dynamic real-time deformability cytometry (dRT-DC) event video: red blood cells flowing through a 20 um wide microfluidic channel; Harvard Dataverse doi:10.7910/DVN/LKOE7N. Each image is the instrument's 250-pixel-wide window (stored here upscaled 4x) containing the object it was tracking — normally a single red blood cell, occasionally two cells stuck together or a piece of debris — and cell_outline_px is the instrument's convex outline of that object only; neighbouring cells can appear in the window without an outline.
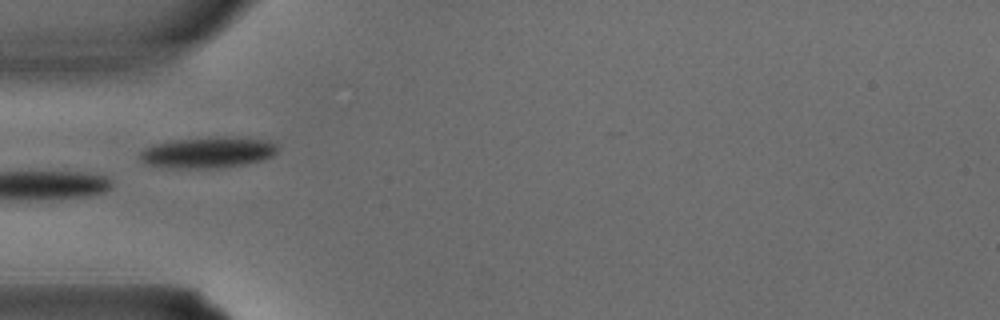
{"species": "common noctule bat (a hibernating species)", "species_latin": "Nyctalus noctula", "temperature_condition": "warm", "stored_images_in_passage": 4, "camera_frame_rate_fps": 3000, "um_per_image_px": 0.085, "animal": {"sex": "male", "body_mass_g": 15.6}, "frame": {"image": 1, "passage_image": 4, "time_ms": 1.0, "image_size_px": [1000, 320], "cell_outline_px": [[276, 152], [272, 156], [264, 160], [224, 168], [164, 168], [144, 164], [140, 156], [140, 152], [144, 148], [156, 144], [172, 140], [224, 136], [236, 136], [268, 140], [276, 144]], "centroid_in_image_um": [17.67, 12.96], "position_along_channel_um": 67.3, "area_um2": 25.26}}